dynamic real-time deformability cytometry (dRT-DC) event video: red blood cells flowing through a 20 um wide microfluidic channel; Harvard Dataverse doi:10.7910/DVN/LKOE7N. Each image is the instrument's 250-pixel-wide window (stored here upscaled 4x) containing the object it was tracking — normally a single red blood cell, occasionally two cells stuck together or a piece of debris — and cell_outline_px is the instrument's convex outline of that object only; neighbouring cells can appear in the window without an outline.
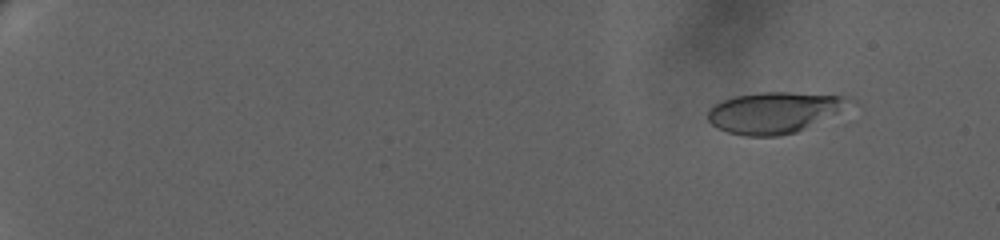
{"species": "human", "species_latin": "Homo sapiens", "temperature_condition": "warm", "stored_images_in_passage": 57, "camera_frame_rate_fps": 3000, "um_per_image_px": 0.085, "donor": {"sex": "female"}, "frame": {"image": 1, "passage_image": 8, "time_ms": 2.333, "image_size_px": [1000, 240], "cell_outline_px": [[860, 104], [796, 132], [780, 136], [744, 136], [728, 132], [712, 124], [708, 120], [708, 108], [720, 100], [732, 96], [760, 92], [788, 92], [848, 96], [856, 100]], "centroid_in_image_um": [65.91, 9.54], "position_along_channel_um": 19.1, "area_um2": 34.74}}
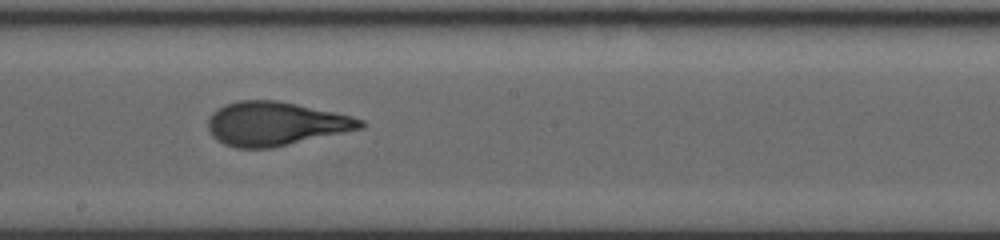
{"frame": {"image": 2, "passage_image": 36, "time_ms": 14.333, "image_size_px": [1000, 240], "cell_outline_px": [[364, 124], [360, 128], [272, 148], [236, 148], [224, 144], [216, 140], [208, 132], [208, 120], [212, 112], [224, 104], [240, 100], [276, 100], [336, 112], [352, 116], [364, 120]], "centroid_in_image_um": [23.35, 10.51], "position_along_channel_um": 224.8, "area_um2": 38.73}}
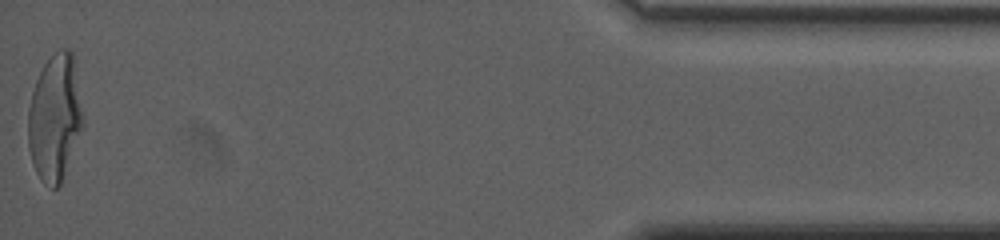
{"frame": {"image": 3, "passage_image": 57, "time_ms": 22.667, "image_size_px": [1000, 240], "cell_outline_px": [[84, 124], [60, 184], [56, 188], [52, 188], [44, 184], [40, 180], [32, 164], [28, 148], [28, 108], [32, 92], [36, 80], [44, 64], [60, 48], [68, 48], [72, 52], [84, 120]], "centroid_in_image_um": [4.64, 10.03], "position_along_channel_um": 430.6, "area_um2": 40.29}, "authors_computed_cell_mechanics": {"area_um2": 37.9168, "velocity_mm_per_s": 3.2578, "shape_relaxation_time_tau1_ms": 7.0846, "shape_relaxation_time_tau2_ms": 0.8868, "deformation_change_tau1": 0.2713, "deformation_change_tau2": 0.0801}}